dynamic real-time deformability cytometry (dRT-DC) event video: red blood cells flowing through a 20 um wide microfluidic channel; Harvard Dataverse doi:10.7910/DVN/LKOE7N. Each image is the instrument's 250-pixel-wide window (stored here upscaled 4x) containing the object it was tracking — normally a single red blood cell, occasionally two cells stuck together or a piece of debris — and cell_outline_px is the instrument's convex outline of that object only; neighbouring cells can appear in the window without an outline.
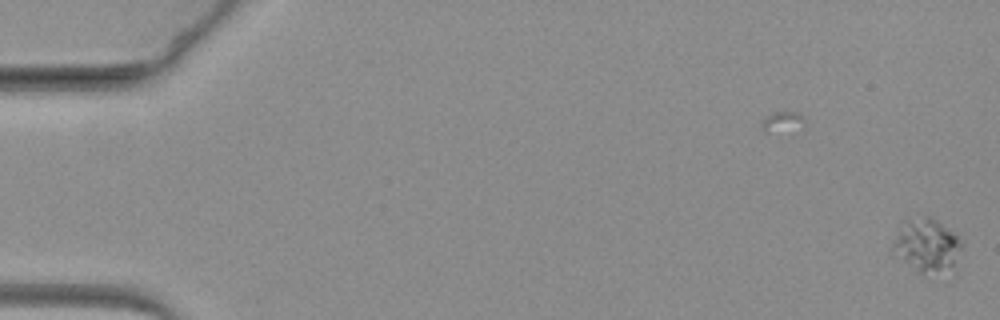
{"species": "common noctule bat (a hibernating species)", "species_latin": "Nyctalus noctula", "temperature_condition": "warm", "stored_images_in_passage": 67, "camera_frame_rate_fps": 3000, "um_per_image_px": 0.085, "animal": {"sex": "female", "body_mass_g": 19.3, "forearm_length_mm": 54.1}, "frame": {"image": 1, "passage_image": 1, "time_ms": 0.0, "image_size_px": [1000, 320], "cell_outline_px": [[964, 244], [952, 264], [932, 276], [920, 276], [892, 256], [888, 252], [888, 248], [904, 220], [908, 216], [932, 216], [960, 232], [964, 240]], "centroid_in_image_um": [78.71, 20.82], "position_along_channel_um": 6.3, "area_um2": 23.18}}
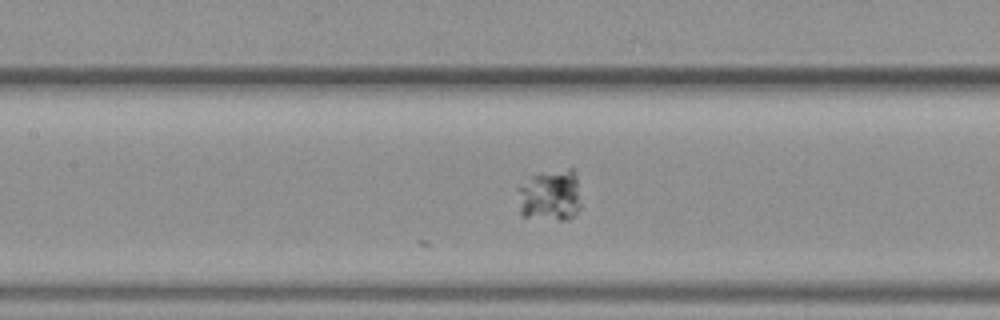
{"frame": {"image": 2, "passage_image": 32, "time_ms": 10.333, "image_size_px": [1000, 320], "cell_outline_px": [[580, 208], [568, 220], [560, 220], [520, 216], [516, 188], [532, 176], [540, 172], [568, 168], [572, 168], [576, 172], [580, 204]], "centroid_in_image_um": [46.73, 16.59], "position_along_channel_um": 160.7, "area_um2": 19.42}}
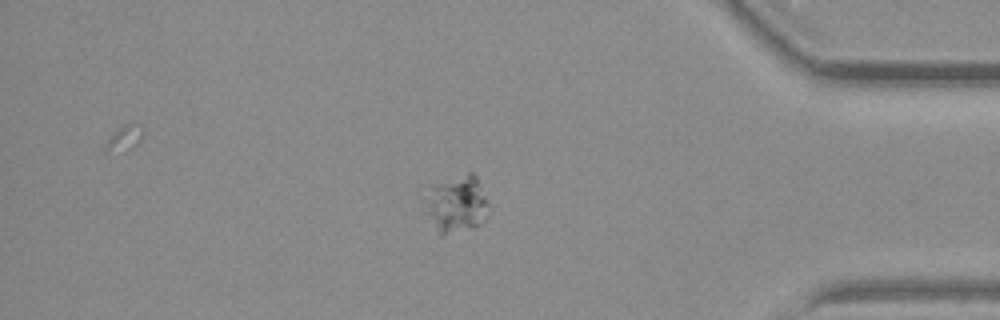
{"frame": {"image": 3, "passage_image": 57, "time_ms": 18.667, "image_size_px": [1000, 320], "cell_outline_px": [[488, 204], [484, 220], [480, 224], [472, 228], [440, 236], [424, 212], [424, 192], [432, 184], [468, 172], [472, 172], [476, 176], [488, 200]], "centroid_in_image_um": [38.74, 17.34], "position_along_channel_um": 396.5, "area_um2": 21.68}}